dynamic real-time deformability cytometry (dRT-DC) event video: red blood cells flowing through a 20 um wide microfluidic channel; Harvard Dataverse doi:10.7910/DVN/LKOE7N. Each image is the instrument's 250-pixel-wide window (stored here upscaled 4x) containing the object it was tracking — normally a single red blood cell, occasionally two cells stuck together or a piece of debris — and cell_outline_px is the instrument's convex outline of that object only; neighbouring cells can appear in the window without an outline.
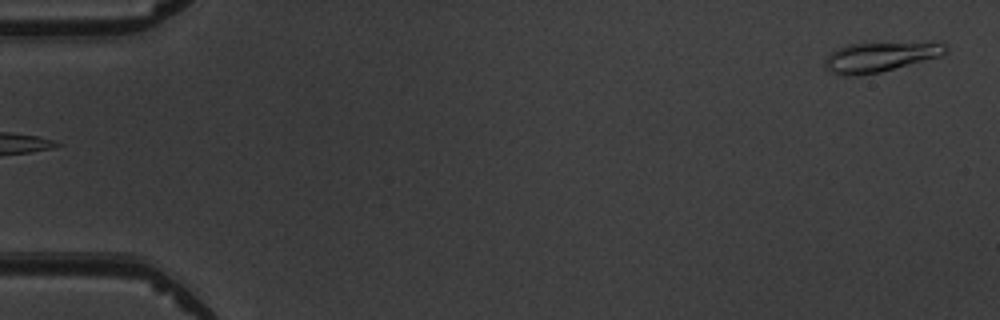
{"species": "common noctule bat (a hibernating species)", "species_latin": "Nyctalus noctula", "temperature_condition": "warm", "stored_images_in_passage": 3, "camera_frame_rate_fps": 3000, "um_per_image_px": 0.085, "animal": {"sex": "male", "body_mass_g": 19.5, "forearm_length_mm": 54.6}, "frame": {"image": 1, "passage_image": 3, "time_ms": 2.333, "image_size_px": [1000, 320], "cell_outline_px": [[948, 48], [940, 56], [880, 72], [856, 76], [844, 76], [832, 72], [824, 64], [824, 60], [836, 48], [848, 44], [948, 44]], "centroid_in_image_um": [74.71, 4.87], "position_along_channel_um": 10.3, "area_um2": 20.06}}